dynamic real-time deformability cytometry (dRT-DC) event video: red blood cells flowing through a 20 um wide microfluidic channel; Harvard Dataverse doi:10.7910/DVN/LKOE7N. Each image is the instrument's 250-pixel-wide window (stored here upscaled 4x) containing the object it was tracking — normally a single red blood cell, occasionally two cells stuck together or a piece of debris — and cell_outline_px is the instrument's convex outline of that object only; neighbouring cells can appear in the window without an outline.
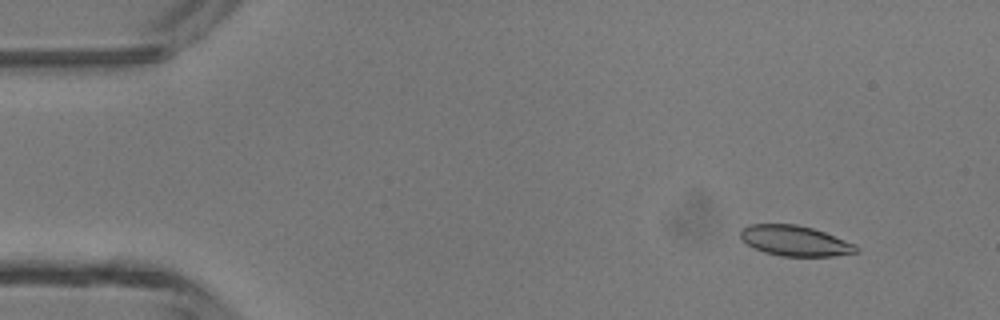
{"species": "common noctule bat (a hibernating species)", "species_latin": "Nyctalus noctula", "temperature_condition": "room temperature", "stored_images_in_passage": 46, "camera_frame_rate_fps": 3000, "um_per_image_px": 0.085, "animal": {"sex": "male", "body_mass_g": 13.3}, "frame": {"image": 1, "passage_image": 4, "time_ms": 1.0, "image_size_px": [1000, 320], "cell_outline_px": [[860, 248], [856, 252], [832, 256], [780, 256], [764, 252], [752, 248], [740, 240], [740, 228], [752, 224], [796, 224], [812, 228], [824, 232], [856, 244]], "centroid_in_image_um": [67.52, 20.47], "position_along_channel_um": 17.5, "area_um2": 20.63}}
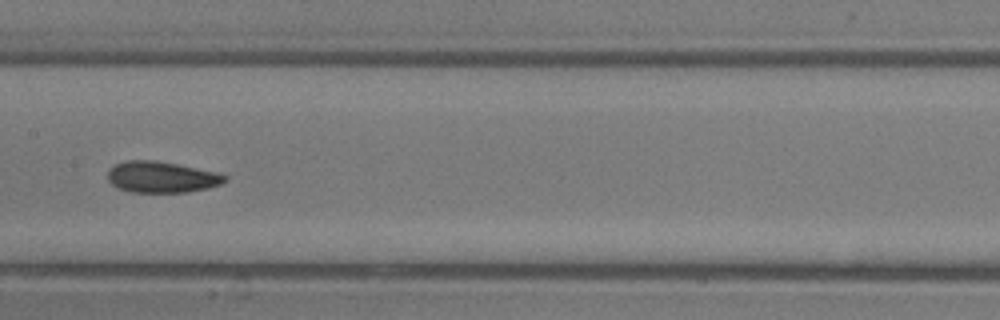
{"frame": {"image": 2, "passage_image": 23, "time_ms": 7.333, "image_size_px": [1000, 320], "cell_outline_px": [[228, 180], [220, 184], [208, 188], [188, 192], [132, 192], [120, 188], [112, 184], [108, 180], [108, 172], [116, 164], [128, 160], [152, 160], [176, 164], [216, 172], [228, 176]], "centroid_in_image_um": [13.76, 15.05], "position_along_channel_um": 193.6, "area_um2": 21.04}}
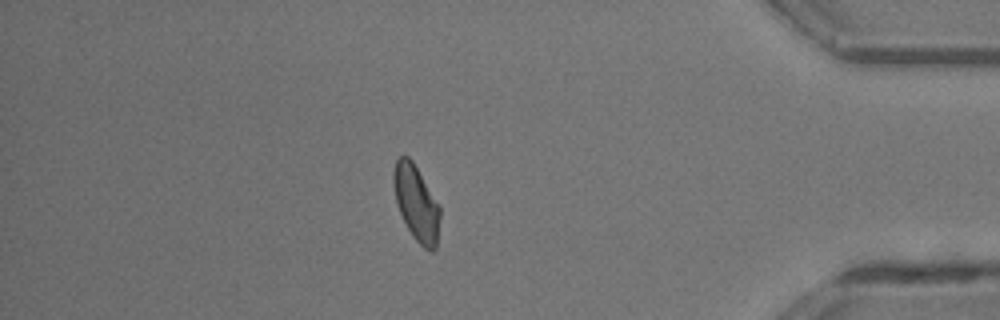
{"frame": {"image": 3, "passage_image": 40, "time_ms": 13.0, "image_size_px": [1000, 320], "cell_outline_px": [[440, 216], [436, 248], [432, 252], [428, 252], [412, 236], [400, 212], [396, 200], [392, 180], [392, 172], [396, 160], [400, 156], [408, 156], [412, 160], [440, 204]], "centroid_in_image_um": [35.4, 17.25], "position_along_channel_um": 399.8, "area_um2": 20.52}, "authors_computed_cell_mechanics": {"area_um2": 20.6346, "velocity_mm_per_s": 4.3576, "shape_relaxation_time_tau1_ms": 6.0657, "shape_relaxation_time_tau2_ms": 2.1419, "deformation_change_tau1": 0.1374, "deformation_change_tau2": 0.0799}}